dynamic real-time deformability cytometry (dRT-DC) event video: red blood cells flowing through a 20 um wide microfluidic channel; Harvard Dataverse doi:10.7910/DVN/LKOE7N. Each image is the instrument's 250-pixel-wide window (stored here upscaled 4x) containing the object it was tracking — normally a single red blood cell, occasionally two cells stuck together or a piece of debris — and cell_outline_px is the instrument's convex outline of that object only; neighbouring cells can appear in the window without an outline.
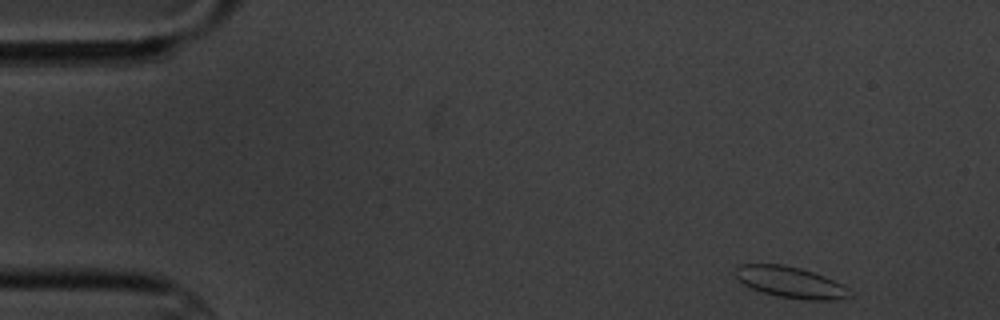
{"species": "common noctule bat (a hibernating species)", "species_latin": "Nyctalus noctula", "temperature_condition": "cold", "stored_images_in_passage": 4, "camera_frame_rate_fps": 3000, "um_per_image_px": 0.085, "animal": {"sex": "male", "body_mass_g": 20.1, "forearm_length_mm": 53.5}, "frame": {"image": 1, "passage_image": 1, "time_ms": 0.0, "image_size_px": [1000, 320], "cell_outline_px": [[852, 296], [836, 300], [804, 300], [780, 296], [764, 292], [752, 288], [744, 284], [736, 276], [736, 268], [740, 264], [780, 264], [800, 268], [824, 276], [848, 288]], "centroid_in_image_um": [67.21, 23.99], "position_along_channel_um": 17.8, "area_um2": 20.4}}
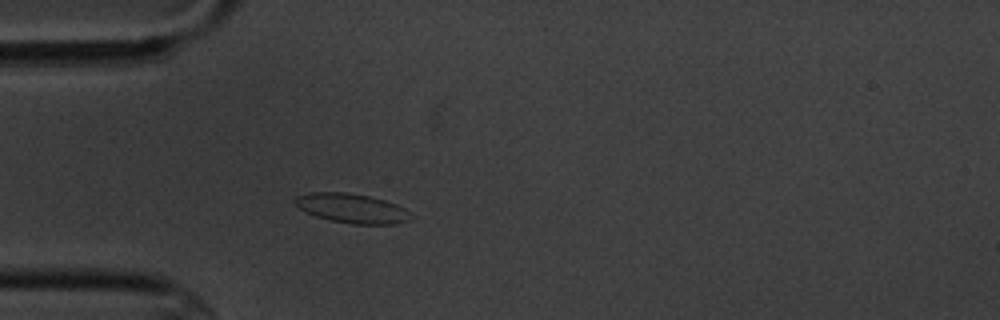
{"frame": {"image": 2, "passage_image": 4, "time_ms": 3.667, "image_size_px": [1000, 320], "cell_outline_px": [[416, 216], [412, 220], [396, 224], [352, 224], [332, 220], [316, 216], [300, 208], [292, 200], [296, 196], [312, 192], [344, 192], [368, 196], [384, 200], [396, 204], [404, 208]], "centroid_in_image_um": [29.98, 17.71], "position_along_channel_um": 55.0, "area_um2": 19.88}}